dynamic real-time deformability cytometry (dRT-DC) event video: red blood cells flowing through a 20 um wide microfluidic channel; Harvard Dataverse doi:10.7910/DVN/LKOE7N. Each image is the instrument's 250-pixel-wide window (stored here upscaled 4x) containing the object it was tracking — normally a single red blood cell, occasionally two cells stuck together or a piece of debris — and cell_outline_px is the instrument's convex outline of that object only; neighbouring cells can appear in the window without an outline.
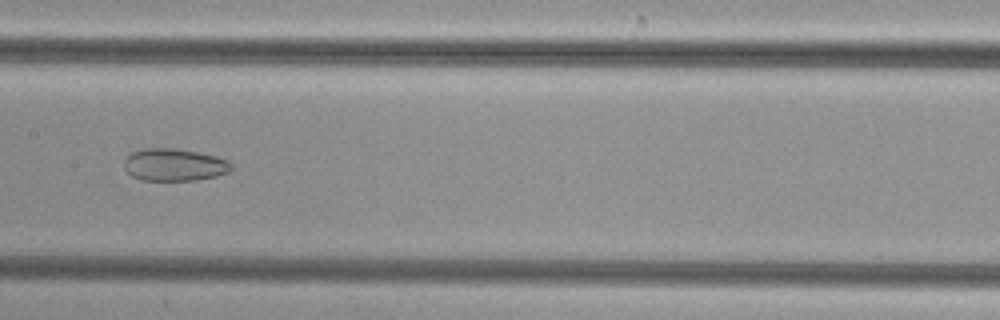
{"species": "common noctule bat (a hibernating species)", "species_latin": "Nyctalus noctula", "temperature_condition": "cold", "stored_images_in_passage": 29, "camera_frame_rate_fps": 3000, "um_per_image_px": 0.085, "animal": {"sex": "female", "body_mass_g": 29.2, "forearm_length_mm": 56.3}, "frame": {"image": 1, "passage_image": 10, "time_ms": 3.0, "image_size_px": [1000, 320], "cell_outline_px": [[232, 168], [228, 172], [216, 176], [196, 180], [140, 180], [132, 176], [124, 168], [124, 160], [132, 152], [144, 148], [176, 148], [216, 156], [228, 160], [232, 164]], "centroid_in_image_um": [14.81, 14.0], "position_along_channel_um": 192.6, "area_um2": 20.23}}
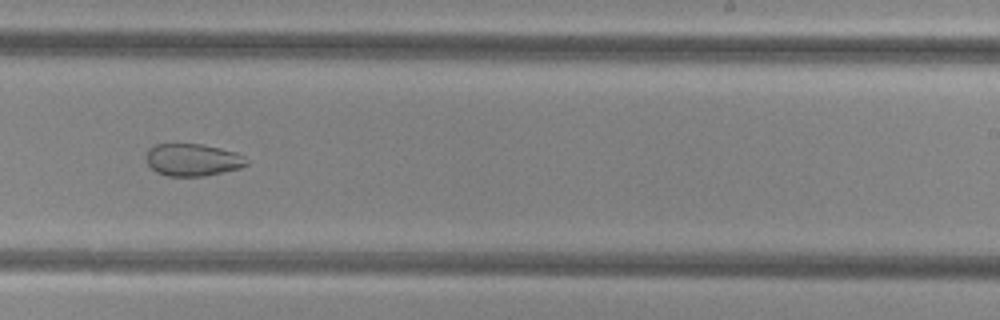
{"frame": {"image": 2, "passage_image": 16, "time_ms": 5.0, "image_size_px": [1000, 320], "cell_outline_px": [[248, 164], [240, 168], [204, 176], [168, 176], [156, 172], [148, 164], [148, 148], [156, 144], [200, 144], [220, 148], [236, 152], [244, 156], [248, 160]], "centroid_in_image_um": [16.4, 13.59], "position_along_channel_um": 272.6, "area_um2": 18.79}}
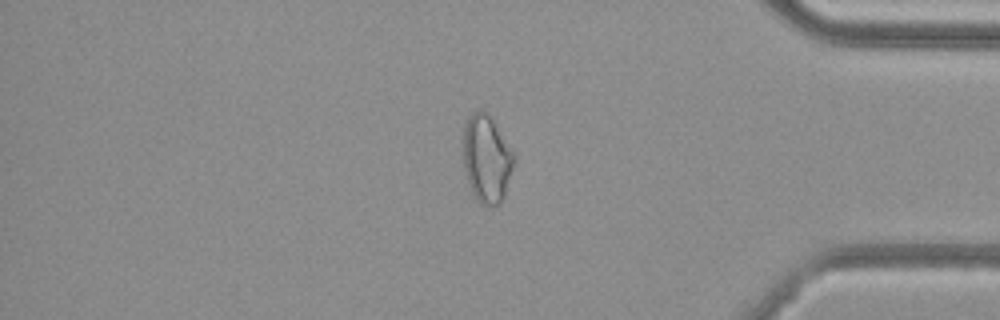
{"frame": {"image": 3, "passage_image": 27, "time_ms": 8.667, "image_size_px": [1000, 320], "cell_outline_px": [[516, 160], [504, 196], [500, 204], [488, 208], [480, 204], [476, 200], [472, 192], [464, 168], [460, 140], [464, 124], [468, 116], [472, 112], [480, 108], [488, 112], [516, 156]], "centroid_in_image_um": [41.33, 13.47], "position_along_channel_um": 393.9, "area_um2": 26.93}}